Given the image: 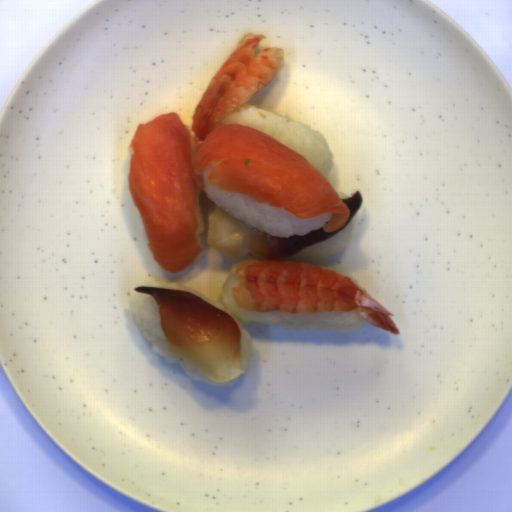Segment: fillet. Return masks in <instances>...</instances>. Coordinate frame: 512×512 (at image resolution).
Wrapping results in <instances>:
<instances>
[{"instance_id": "obj_2", "label": "fillet", "mask_w": 512, "mask_h": 512, "mask_svg": "<svg viewBox=\"0 0 512 512\" xmlns=\"http://www.w3.org/2000/svg\"><path fill=\"white\" fill-rule=\"evenodd\" d=\"M134 289L150 294L156 301L169 353L185 358L214 383L245 374L242 335L231 315L181 290L149 285Z\"/></svg>"}, {"instance_id": "obj_1", "label": "fillet", "mask_w": 512, "mask_h": 512, "mask_svg": "<svg viewBox=\"0 0 512 512\" xmlns=\"http://www.w3.org/2000/svg\"><path fill=\"white\" fill-rule=\"evenodd\" d=\"M129 148V192L142 216L147 246L166 271L179 273L200 255L197 232L202 172L220 190L245 194L299 219L332 213L307 235L274 237L227 213L217 203L207 212V245L249 260H287L339 234L363 204L361 191L341 198L322 173L300 153L240 124L217 126L197 148L177 112L138 124Z\"/></svg>"}]
</instances>
